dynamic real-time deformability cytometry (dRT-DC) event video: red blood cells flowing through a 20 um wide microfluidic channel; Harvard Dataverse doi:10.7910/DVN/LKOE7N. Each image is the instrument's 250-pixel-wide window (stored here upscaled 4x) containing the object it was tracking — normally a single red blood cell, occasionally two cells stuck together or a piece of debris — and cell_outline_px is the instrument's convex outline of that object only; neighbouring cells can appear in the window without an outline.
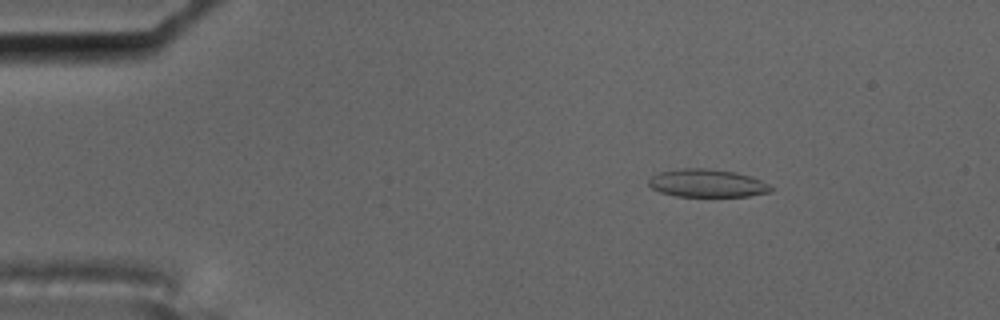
{"species": "common noctule bat (a hibernating species)", "species_latin": "Nyctalus noctula", "temperature_condition": "cold", "stored_images_in_passage": 5, "camera_frame_rate_fps": 3000, "um_per_image_px": 0.085, "animal": {"sex": "male", "body_mass_g": 17.5, "forearm_length_mm": 52.3}, "frame": {"image": 1, "passage_image": 3, "time_ms": 0.667, "image_size_px": [1000, 320], "cell_outline_px": [[772, 192], [748, 196], [676, 196], [660, 192], [652, 188], [648, 184], [648, 180], [652, 176], [660, 172], [680, 168], [708, 168], [736, 172], [752, 176], [768, 184], [772, 188]], "centroid_in_image_um": [60.11, 15.57], "position_along_channel_um": 24.9, "area_um2": 19.94}}